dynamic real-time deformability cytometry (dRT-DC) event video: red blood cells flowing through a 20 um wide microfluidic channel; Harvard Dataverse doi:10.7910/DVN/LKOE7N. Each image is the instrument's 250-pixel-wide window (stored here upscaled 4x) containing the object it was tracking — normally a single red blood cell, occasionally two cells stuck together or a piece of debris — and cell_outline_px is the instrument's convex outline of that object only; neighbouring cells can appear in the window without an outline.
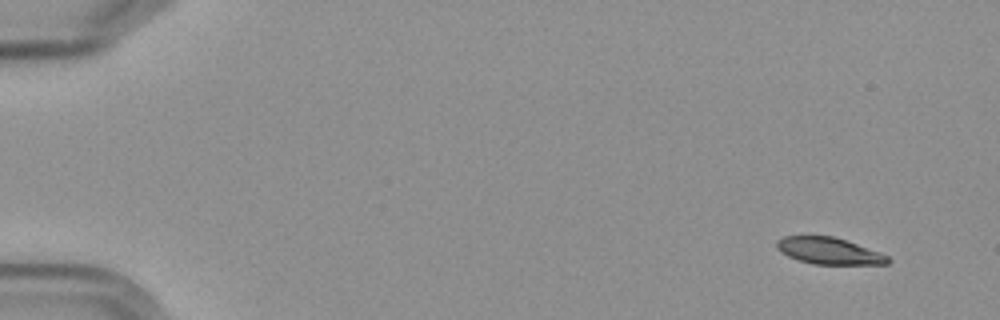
{"species": "Egyptian fruit bat (a non-hibernating species)", "species_latin": "Rousettus aegyptiacus", "temperature_condition": "cold", "stored_images_in_passage": 5, "segment_of_instrument_passage": [1, 2], "camera_frame_rate_fps": 3000, "um_per_image_px": 0.085, "frame": {"image": 1, "passage_image": 1, "time_ms": 0.0, "image_size_px": [1000, 320], "cell_outline_px": [[892, 260], [888, 264], [812, 264], [788, 256], [780, 252], [776, 248], [776, 240], [784, 236], [832, 236], [880, 252], [888, 256]], "centroid_in_image_um": [70.45, 21.33], "position_along_channel_um": 14.6, "area_um2": 17.17}}
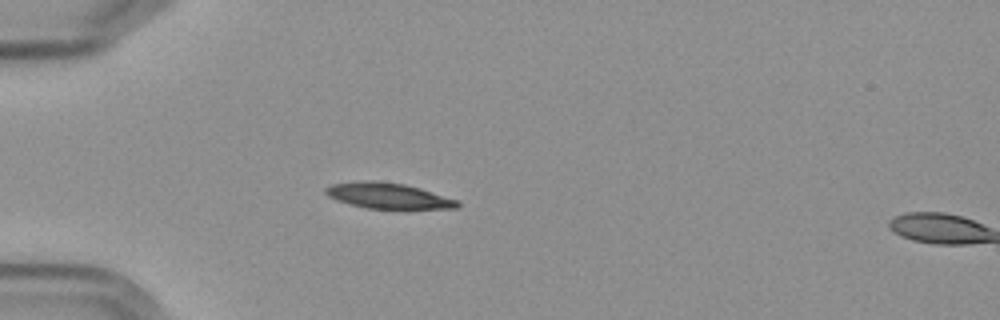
{"frame": {"image": 2, "passage_image": 4, "time_ms": 4.333, "image_size_px": [1000, 320], "cell_outline_px": [[460, 204], [456, 208], [368, 208], [336, 200], [328, 196], [324, 192], [324, 188], [332, 184], [360, 180], [372, 180], [404, 184], [420, 188], [460, 200]], "centroid_in_image_um": [32.98, 16.62], "position_along_channel_um": 52.0, "area_um2": 19.59}}